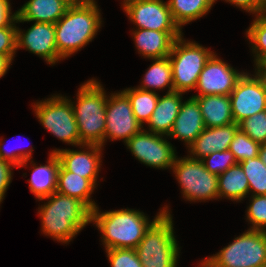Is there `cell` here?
<instances>
[{
    "instance_id": "6da1fadb",
    "label": "cell",
    "mask_w": 266,
    "mask_h": 267,
    "mask_svg": "<svg viewBox=\"0 0 266 267\" xmlns=\"http://www.w3.org/2000/svg\"><path fill=\"white\" fill-rule=\"evenodd\" d=\"M47 204L41 205L39 215L42 231L57 241L67 243L88 223H91V210L79 199L54 192Z\"/></svg>"
},
{
    "instance_id": "7a4b0ae2",
    "label": "cell",
    "mask_w": 266,
    "mask_h": 267,
    "mask_svg": "<svg viewBox=\"0 0 266 267\" xmlns=\"http://www.w3.org/2000/svg\"><path fill=\"white\" fill-rule=\"evenodd\" d=\"M163 213L156 215L152 222L143 212L133 209H121L99 213L96 207L91 211V222H94L102 233L105 249H136L143 239L146 230Z\"/></svg>"
},
{
    "instance_id": "3957f363",
    "label": "cell",
    "mask_w": 266,
    "mask_h": 267,
    "mask_svg": "<svg viewBox=\"0 0 266 267\" xmlns=\"http://www.w3.org/2000/svg\"><path fill=\"white\" fill-rule=\"evenodd\" d=\"M101 15L94 0L79 6H69L55 23L58 54L64 59L87 45L101 26Z\"/></svg>"
},
{
    "instance_id": "277c9868",
    "label": "cell",
    "mask_w": 266,
    "mask_h": 267,
    "mask_svg": "<svg viewBox=\"0 0 266 267\" xmlns=\"http://www.w3.org/2000/svg\"><path fill=\"white\" fill-rule=\"evenodd\" d=\"M103 89L98 81L92 79L81 85L77 93V104H73V112L82 144L104 146L108 97Z\"/></svg>"
},
{
    "instance_id": "5b68a950",
    "label": "cell",
    "mask_w": 266,
    "mask_h": 267,
    "mask_svg": "<svg viewBox=\"0 0 266 267\" xmlns=\"http://www.w3.org/2000/svg\"><path fill=\"white\" fill-rule=\"evenodd\" d=\"M164 207L163 213L146 230L136 247L143 267H176L179 247L174 236L172 216Z\"/></svg>"
},
{
    "instance_id": "8992f818",
    "label": "cell",
    "mask_w": 266,
    "mask_h": 267,
    "mask_svg": "<svg viewBox=\"0 0 266 267\" xmlns=\"http://www.w3.org/2000/svg\"><path fill=\"white\" fill-rule=\"evenodd\" d=\"M201 267H266V232L248 229Z\"/></svg>"
},
{
    "instance_id": "52a82bcc",
    "label": "cell",
    "mask_w": 266,
    "mask_h": 267,
    "mask_svg": "<svg viewBox=\"0 0 266 267\" xmlns=\"http://www.w3.org/2000/svg\"><path fill=\"white\" fill-rule=\"evenodd\" d=\"M214 52L195 42H186L182 36L175 40L170 60L174 91L186 92L195 89L206 61Z\"/></svg>"
},
{
    "instance_id": "ba28073f",
    "label": "cell",
    "mask_w": 266,
    "mask_h": 267,
    "mask_svg": "<svg viewBox=\"0 0 266 267\" xmlns=\"http://www.w3.org/2000/svg\"><path fill=\"white\" fill-rule=\"evenodd\" d=\"M73 103L66 97L55 95L43 102H37L33 107L41 124L51 134L68 144L83 146L74 117Z\"/></svg>"
},
{
    "instance_id": "9c48e42d",
    "label": "cell",
    "mask_w": 266,
    "mask_h": 267,
    "mask_svg": "<svg viewBox=\"0 0 266 267\" xmlns=\"http://www.w3.org/2000/svg\"><path fill=\"white\" fill-rule=\"evenodd\" d=\"M172 168L187 200L205 201L219 197L218 176L206 170L201 160L189 156L176 158Z\"/></svg>"
},
{
    "instance_id": "30bf717a",
    "label": "cell",
    "mask_w": 266,
    "mask_h": 267,
    "mask_svg": "<svg viewBox=\"0 0 266 267\" xmlns=\"http://www.w3.org/2000/svg\"><path fill=\"white\" fill-rule=\"evenodd\" d=\"M163 136L141 129L125 144L132 154L145 165L172 169L177 156L175 149L166 139L164 140Z\"/></svg>"
},
{
    "instance_id": "8fae6325",
    "label": "cell",
    "mask_w": 266,
    "mask_h": 267,
    "mask_svg": "<svg viewBox=\"0 0 266 267\" xmlns=\"http://www.w3.org/2000/svg\"><path fill=\"white\" fill-rule=\"evenodd\" d=\"M254 76L244 73L229 95L236 124L266 110V83L257 74Z\"/></svg>"
},
{
    "instance_id": "7c38bea8",
    "label": "cell",
    "mask_w": 266,
    "mask_h": 267,
    "mask_svg": "<svg viewBox=\"0 0 266 267\" xmlns=\"http://www.w3.org/2000/svg\"><path fill=\"white\" fill-rule=\"evenodd\" d=\"M105 111V140L109 137L112 140L123 139L126 143L143 127L136 120L130 100L123 91L107 98Z\"/></svg>"
},
{
    "instance_id": "4fadbf2b",
    "label": "cell",
    "mask_w": 266,
    "mask_h": 267,
    "mask_svg": "<svg viewBox=\"0 0 266 267\" xmlns=\"http://www.w3.org/2000/svg\"><path fill=\"white\" fill-rule=\"evenodd\" d=\"M138 29L155 31H181L174 22L168 3L163 0H138L124 8Z\"/></svg>"
},
{
    "instance_id": "5bb4252c",
    "label": "cell",
    "mask_w": 266,
    "mask_h": 267,
    "mask_svg": "<svg viewBox=\"0 0 266 267\" xmlns=\"http://www.w3.org/2000/svg\"><path fill=\"white\" fill-rule=\"evenodd\" d=\"M243 74L244 72L238 73L213 53L206 61L195 87L200 93L194 96L230 95Z\"/></svg>"
},
{
    "instance_id": "9a60e30c",
    "label": "cell",
    "mask_w": 266,
    "mask_h": 267,
    "mask_svg": "<svg viewBox=\"0 0 266 267\" xmlns=\"http://www.w3.org/2000/svg\"><path fill=\"white\" fill-rule=\"evenodd\" d=\"M16 44L17 49L26 48L48 64L63 59L57 52L54 23L35 22L25 33L17 27Z\"/></svg>"
},
{
    "instance_id": "2e32d148",
    "label": "cell",
    "mask_w": 266,
    "mask_h": 267,
    "mask_svg": "<svg viewBox=\"0 0 266 267\" xmlns=\"http://www.w3.org/2000/svg\"><path fill=\"white\" fill-rule=\"evenodd\" d=\"M87 147L88 151H76L67 149H55L59 157L60 164L69 172L75 173L78 176L91 180L95 185L97 175L100 168L101 147L95 144H83V148Z\"/></svg>"
},
{
    "instance_id": "e0dca14e",
    "label": "cell",
    "mask_w": 266,
    "mask_h": 267,
    "mask_svg": "<svg viewBox=\"0 0 266 267\" xmlns=\"http://www.w3.org/2000/svg\"><path fill=\"white\" fill-rule=\"evenodd\" d=\"M238 129L239 124L236 123L205 128L189 146L190 155L192 154L189 157L201 160L213 152L229 150L230 143Z\"/></svg>"
},
{
    "instance_id": "ac0fdd59",
    "label": "cell",
    "mask_w": 266,
    "mask_h": 267,
    "mask_svg": "<svg viewBox=\"0 0 266 267\" xmlns=\"http://www.w3.org/2000/svg\"><path fill=\"white\" fill-rule=\"evenodd\" d=\"M205 128L199 104L194 97H190L182 102L168 136L184 140L189 147Z\"/></svg>"
},
{
    "instance_id": "d6986e66",
    "label": "cell",
    "mask_w": 266,
    "mask_h": 267,
    "mask_svg": "<svg viewBox=\"0 0 266 267\" xmlns=\"http://www.w3.org/2000/svg\"><path fill=\"white\" fill-rule=\"evenodd\" d=\"M182 36V31H155L138 29L133 32L138 52L147 58H164L169 56L176 39Z\"/></svg>"
},
{
    "instance_id": "ffe728a7",
    "label": "cell",
    "mask_w": 266,
    "mask_h": 267,
    "mask_svg": "<svg viewBox=\"0 0 266 267\" xmlns=\"http://www.w3.org/2000/svg\"><path fill=\"white\" fill-rule=\"evenodd\" d=\"M183 92L173 91L160 97L157 105L147 122L149 130L152 133L160 135H169L176 117L182 105Z\"/></svg>"
},
{
    "instance_id": "44dd1931",
    "label": "cell",
    "mask_w": 266,
    "mask_h": 267,
    "mask_svg": "<svg viewBox=\"0 0 266 267\" xmlns=\"http://www.w3.org/2000/svg\"><path fill=\"white\" fill-rule=\"evenodd\" d=\"M69 7L63 0H29L16 12L18 22L56 23Z\"/></svg>"
},
{
    "instance_id": "7402d4cb",
    "label": "cell",
    "mask_w": 266,
    "mask_h": 267,
    "mask_svg": "<svg viewBox=\"0 0 266 267\" xmlns=\"http://www.w3.org/2000/svg\"><path fill=\"white\" fill-rule=\"evenodd\" d=\"M194 97L201 109L206 128L235 123L229 95H204Z\"/></svg>"
},
{
    "instance_id": "603a6c76",
    "label": "cell",
    "mask_w": 266,
    "mask_h": 267,
    "mask_svg": "<svg viewBox=\"0 0 266 267\" xmlns=\"http://www.w3.org/2000/svg\"><path fill=\"white\" fill-rule=\"evenodd\" d=\"M34 169L29 181L30 192H32L37 199L49 197L57 190L58 171L60 160L56 153L51 152L47 165H40L39 167L32 164Z\"/></svg>"
},
{
    "instance_id": "cb8c5ba5",
    "label": "cell",
    "mask_w": 266,
    "mask_h": 267,
    "mask_svg": "<svg viewBox=\"0 0 266 267\" xmlns=\"http://www.w3.org/2000/svg\"><path fill=\"white\" fill-rule=\"evenodd\" d=\"M96 185L89 179L67 171L61 164L58 171L57 193L74 197L83 202L91 211L97 206L90 199Z\"/></svg>"
},
{
    "instance_id": "d4e9b609",
    "label": "cell",
    "mask_w": 266,
    "mask_h": 267,
    "mask_svg": "<svg viewBox=\"0 0 266 267\" xmlns=\"http://www.w3.org/2000/svg\"><path fill=\"white\" fill-rule=\"evenodd\" d=\"M218 194L220 197L241 201L249 194V183L240 163L231 166L218 176Z\"/></svg>"
},
{
    "instance_id": "484cf974",
    "label": "cell",
    "mask_w": 266,
    "mask_h": 267,
    "mask_svg": "<svg viewBox=\"0 0 266 267\" xmlns=\"http://www.w3.org/2000/svg\"><path fill=\"white\" fill-rule=\"evenodd\" d=\"M215 0H168L174 22L181 29L182 25L197 20L211 9Z\"/></svg>"
},
{
    "instance_id": "4316f807",
    "label": "cell",
    "mask_w": 266,
    "mask_h": 267,
    "mask_svg": "<svg viewBox=\"0 0 266 267\" xmlns=\"http://www.w3.org/2000/svg\"><path fill=\"white\" fill-rule=\"evenodd\" d=\"M154 63L147 70L143 84L138 89L151 91L149 88L163 89L169 87L167 93L173 92V76L170 60L167 57L155 58Z\"/></svg>"
},
{
    "instance_id": "83f0119b",
    "label": "cell",
    "mask_w": 266,
    "mask_h": 267,
    "mask_svg": "<svg viewBox=\"0 0 266 267\" xmlns=\"http://www.w3.org/2000/svg\"><path fill=\"white\" fill-rule=\"evenodd\" d=\"M128 96L133 114L136 120L143 125L148 122L159 100V95L155 91H145L138 88L123 90Z\"/></svg>"
},
{
    "instance_id": "f1b7e54d",
    "label": "cell",
    "mask_w": 266,
    "mask_h": 267,
    "mask_svg": "<svg viewBox=\"0 0 266 267\" xmlns=\"http://www.w3.org/2000/svg\"><path fill=\"white\" fill-rule=\"evenodd\" d=\"M253 195H266V165L259 157L240 162Z\"/></svg>"
},
{
    "instance_id": "f546056e",
    "label": "cell",
    "mask_w": 266,
    "mask_h": 267,
    "mask_svg": "<svg viewBox=\"0 0 266 267\" xmlns=\"http://www.w3.org/2000/svg\"><path fill=\"white\" fill-rule=\"evenodd\" d=\"M256 16L246 35L253 45L252 50L256 55L255 65L266 58V12Z\"/></svg>"
},
{
    "instance_id": "4dcf8cb0",
    "label": "cell",
    "mask_w": 266,
    "mask_h": 267,
    "mask_svg": "<svg viewBox=\"0 0 266 267\" xmlns=\"http://www.w3.org/2000/svg\"><path fill=\"white\" fill-rule=\"evenodd\" d=\"M260 144L254 141L240 129L235 133L230 143L229 151L234 155L237 163L259 155Z\"/></svg>"
},
{
    "instance_id": "1f68e13d",
    "label": "cell",
    "mask_w": 266,
    "mask_h": 267,
    "mask_svg": "<svg viewBox=\"0 0 266 267\" xmlns=\"http://www.w3.org/2000/svg\"><path fill=\"white\" fill-rule=\"evenodd\" d=\"M239 129L257 143H266V110L256 113L239 123Z\"/></svg>"
},
{
    "instance_id": "d6a6232c",
    "label": "cell",
    "mask_w": 266,
    "mask_h": 267,
    "mask_svg": "<svg viewBox=\"0 0 266 267\" xmlns=\"http://www.w3.org/2000/svg\"><path fill=\"white\" fill-rule=\"evenodd\" d=\"M205 169L210 173L219 176L226 172L231 166L237 164L234 155L229 151H217L201 159Z\"/></svg>"
},
{
    "instance_id": "836d02e7",
    "label": "cell",
    "mask_w": 266,
    "mask_h": 267,
    "mask_svg": "<svg viewBox=\"0 0 266 267\" xmlns=\"http://www.w3.org/2000/svg\"><path fill=\"white\" fill-rule=\"evenodd\" d=\"M251 196V204L247 209V220L252 224L250 229L266 232V195Z\"/></svg>"
},
{
    "instance_id": "e575fe53",
    "label": "cell",
    "mask_w": 266,
    "mask_h": 267,
    "mask_svg": "<svg viewBox=\"0 0 266 267\" xmlns=\"http://www.w3.org/2000/svg\"><path fill=\"white\" fill-rule=\"evenodd\" d=\"M106 253L111 267H143L136 249H107Z\"/></svg>"
},
{
    "instance_id": "d590c367",
    "label": "cell",
    "mask_w": 266,
    "mask_h": 267,
    "mask_svg": "<svg viewBox=\"0 0 266 267\" xmlns=\"http://www.w3.org/2000/svg\"><path fill=\"white\" fill-rule=\"evenodd\" d=\"M16 33V26L0 27V56H6L11 61L17 50Z\"/></svg>"
},
{
    "instance_id": "8d00e7d4",
    "label": "cell",
    "mask_w": 266,
    "mask_h": 267,
    "mask_svg": "<svg viewBox=\"0 0 266 267\" xmlns=\"http://www.w3.org/2000/svg\"><path fill=\"white\" fill-rule=\"evenodd\" d=\"M2 142V139L0 141V158L7 161V162H10L11 164H13L15 167L18 166V167H22L24 165H27L25 163H27L29 161V159H31V153L33 151V148L30 149V151H27V152H23V151H18L15 152V151H5L6 149H4V147L2 146L1 144Z\"/></svg>"
},
{
    "instance_id": "74e56055",
    "label": "cell",
    "mask_w": 266,
    "mask_h": 267,
    "mask_svg": "<svg viewBox=\"0 0 266 267\" xmlns=\"http://www.w3.org/2000/svg\"><path fill=\"white\" fill-rule=\"evenodd\" d=\"M217 1V0H215ZM231 4H235L243 10L250 13L262 14L265 13L266 0H225Z\"/></svg>"
},
{
    "instance_id": "f35d334b",
    "label": "cell",
    "mask_w": 266,
    "mask_h": 267,
    "mask_svg": "<svg viewBox=\"0 0 266 267\" xmlns=\"http://www.w3.org/2000/svg\"><path fill=\"white\" fill-rule=\"evenodd\" d=\"M14 165L0 158V203L12 179V167Z\"/></svg>"
},
{
    "instance_id": "ab89813d",
    "label": "cell",
    "mask_w": 266,
    "mask_h": 267,
    "mask_svg": "<svg viewBox=\"0 0 266 267\" xmlns=\"http://www.w3.org/2000/svg\"><path fill=\"white\" fill-rule=\"evenodd\" d=\"M11 14L9 0H0V27L16 25V12Z\"/></svg>"
},
{
    "instance_id": "60d3db41",
    "label": "cell",
    "mask_w": 266,
    "mask_h": 267,
    "mask_svg": "<svg viewBox=\"0 0 266 267\" xmlns=\"http://www.w3.org/2000/svg\"><path fill=\"white\" fill-rule=\"evenodd\" d=\"M11 62L8 57L0 56V78L6 74Z\"/></svg>"
},
{
    "instance_id": "b9f144b4",
    "label": "cell",
    "mask_w": 266,
    "mask_h": 267,
    "mask_svg": "<svg viewBox=\"0 0 266 267\" xmlns=\"http://www.w3.org/2000/svg\"><path fill=\"white\" fill-rule=\"evenodd\" d=\"M256 74L266 83V58L256 65Z\"/></svg>"
},
{
    "instance_id": "7bdbcfd3",
    "label": "cell",
    "mask_w": 266,
    "mask_h": 267,
    "mask_svg": "<svg viewBox=\"0 0 266 267\" xmlns=\"http://www.w3.org/2000/svg\"><path fill=\"white\" fill-rule=\"evenodd\" d=\"M63 1L69 6H79V5L86 4L92 0H63Z\"/></svg>"
},
{
    "instance_id": "ee69618b",
    "label": "cell",
    "mask_w": 266,
    "mask_h": 267,
    "mask_svg": "<svg viewBox=\"0 0 266 267\" xmlns=\"http://www.w3.org/2000/svg\"><path fill=\"white\" fill-rule=\"evenodd\" d=\"M258 157L262 160V162L266 165V143L260 145L259 155Z\"/></svg>"
},
{
    "instance_id": "f6af8a7d",
    "label": "cell",
    "mask_w": 266,
    "mask_h": 267,
    "mask_svg": "<svg viewBox=\"0 0 266 267\" xmlns=\"http://www.w3.org/2000/svg\"><path fill=\"white\" fill-rule=\"evenodd\" d=\"M138 0H124L123 2V7L125 8L127 5H129L130 3L136 2Z\"/></svg>"
}]
</instances>
